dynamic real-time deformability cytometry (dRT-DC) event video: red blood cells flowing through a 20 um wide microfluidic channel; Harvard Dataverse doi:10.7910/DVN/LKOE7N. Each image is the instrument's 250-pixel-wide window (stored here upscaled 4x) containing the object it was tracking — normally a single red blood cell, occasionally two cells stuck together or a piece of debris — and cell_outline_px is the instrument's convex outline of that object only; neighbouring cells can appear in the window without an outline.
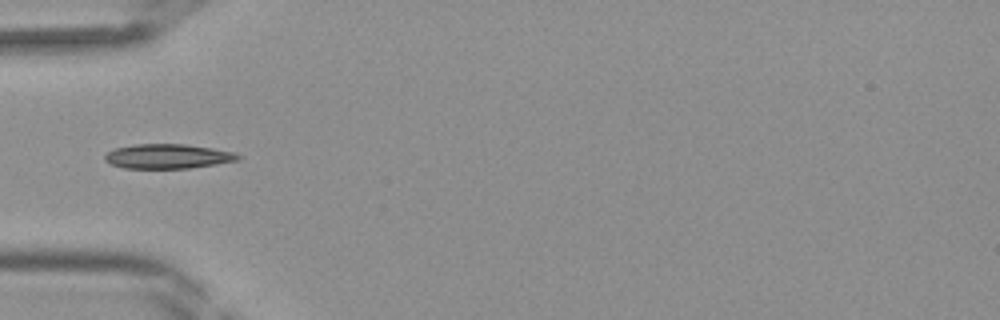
{"species": "Egyptian fruit bat (a non-hibernating species)", "species_latin": "Rousettus aegyptiacus", "temperature_condition": "room temperature", "stored_images_in_passage": 42, "segment_of_instrument_passage": [2, 2], "camera_frame_rate_fps": 3000, "um_per_image_px": 0.085, "frame": {"image": 1, "passage_image": 14, "time_ms": 4.333, "image_size_px": [1000, 320], "cell_outline_px": [[240, 160], [216, 164], [188, 168], [124, 168], [112, 164], [104, 160], [104, 156], [108, 152], [116, 148], [136, 144], [184, 144], [212, 148], [236, 152], [240, 156]], "centroid_in_image_um": [14.29, 13.28], "position_along_channel_um": 70.7, "area_um2": 18.96}}
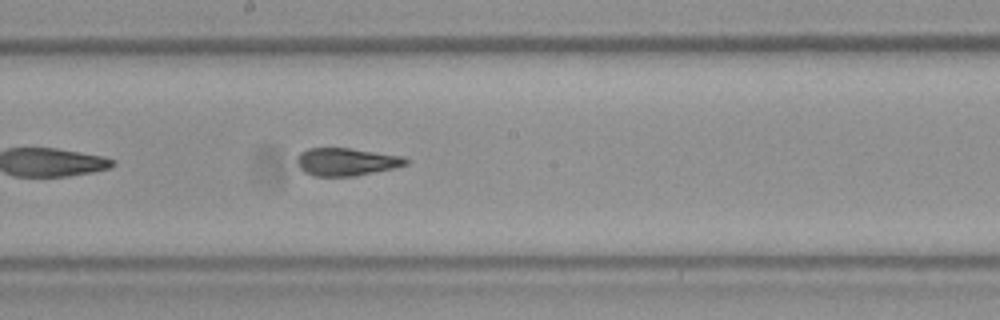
{"frame": {"image": 2, "passage_image": 23, "time_ms": 7.333, "image_size_px": [1000, 320], "cell_outline_px": [[412, 160], [408, 164], [396, 168], [356, 176], [312, 176], [304, 172], [300, 168], [296, 160], [296, 156], [300, 152], [308, 148], [352, 148], [404, 156]], "centroid_in_image_um": [29.48, 13.75], "position_along_channel_um": 218.7, "area_um2": 18.03}}
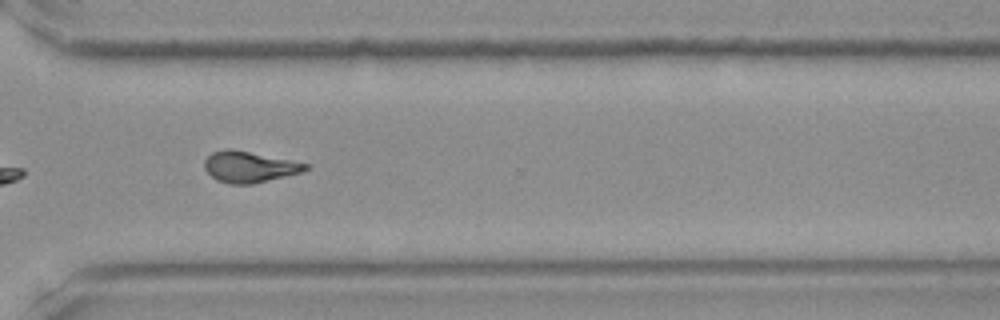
{"frame": {"image": 3, "passage_image": 31, "time_ms": 10.0, "image_size_px": [1000, 320], "cell_outline_px": [[312, 168], [300, 172], [252, 184], [232, 184], [216, 180], [204, 168], [204, 160], [212, 152], [228, 148], [232, 148], [312, 164]], "centroid_in_image_um": [21.21, 14.16], "position_along_channel_um": 349.4, "area_um2": 18.38}}